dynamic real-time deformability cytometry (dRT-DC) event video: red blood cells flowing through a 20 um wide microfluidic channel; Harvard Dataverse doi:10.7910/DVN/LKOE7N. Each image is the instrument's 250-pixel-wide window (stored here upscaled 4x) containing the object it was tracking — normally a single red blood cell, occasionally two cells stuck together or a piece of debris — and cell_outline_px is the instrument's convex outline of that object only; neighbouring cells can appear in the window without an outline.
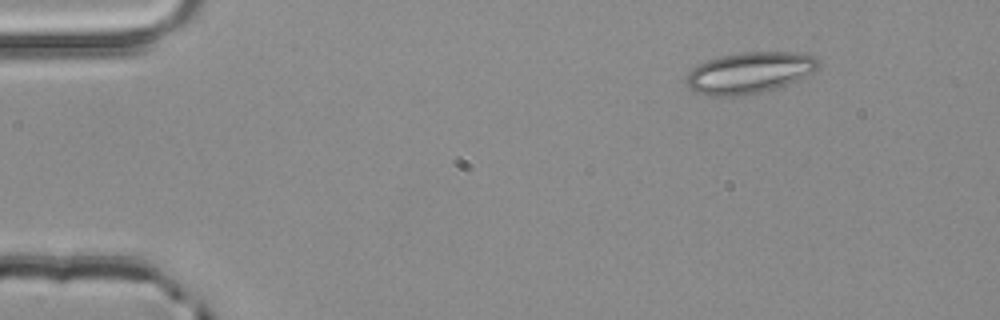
{"species": "common noctule bat (a hibernating species)", "species_latin": "Nyctalus noctula", "temperature_condition": "room temperature", "stored_images_in_passage": 3, "camera_frame_rate_fps": 3000, "um_per_image_px": 0.085, "animal": {"sex": "male", "body_mass_g": 20.4}, "frame": {"image": 1, "passage_image": 1, "time_ms": 0.0, "image_size_px": [1000, 320], "cell_outline_px": [[820, 64], [812, 72], [780, 88], [744, 96], [708, 96], [696, 92], [688, 84], [688, 72], [692, 68], [708, 60], [720, 56], [740, 52], [792, 52], [812, 56]], "centroid_in_image_um": [63.69, 6.19], "position_along_channel_um": 21.3, "area_um2": 31.5}}